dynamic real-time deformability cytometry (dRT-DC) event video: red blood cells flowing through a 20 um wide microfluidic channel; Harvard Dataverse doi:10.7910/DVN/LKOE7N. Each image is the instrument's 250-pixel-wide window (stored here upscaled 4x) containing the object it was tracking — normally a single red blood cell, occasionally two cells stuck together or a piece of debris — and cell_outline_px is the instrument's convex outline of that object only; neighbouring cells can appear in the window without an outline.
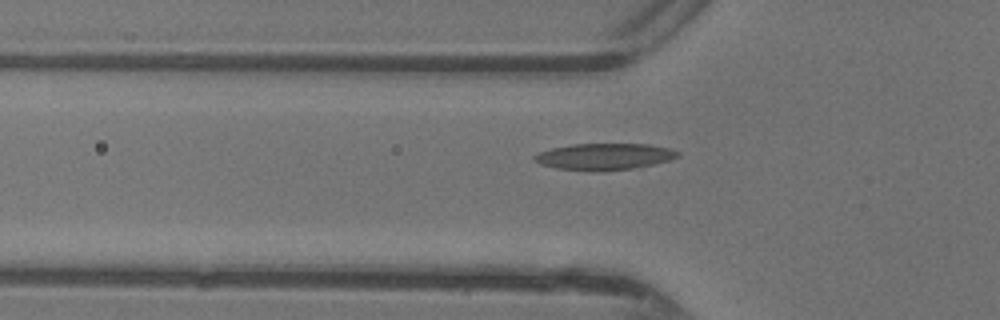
{"species": "common noctule bat (a hibernating species)", "species_latin": "Nyctalus noctula", "temperature_condition": "warm", "stored_images_in_passage": 33, "camera_frame_rate_fps": 3000, "um_per_image_px": 0.085, "animal": {"sex": "female"}, "frame": {"image": 1, "passage_image": 6, "time_ms": 1.667, "image_size_px": [1000, 320], "cell_outline_px": [[680, 156], [656, 164], [632, 168], [596, 172], [556, 168], [540, 164], [532, 160], [532, 156], [540, 152], [552, 148], [572, 144], [648, 144], [668, 148], [680, 152]], "centroid_in_image_um": [51.35, 13.31], "position_along_channel_um": 74.5, "area_um2": 22.25}}
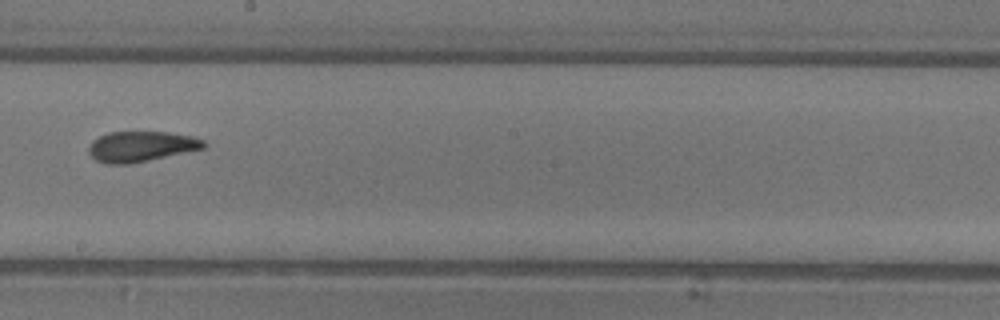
{"frame": {"image": 2, "passage_image": 17, "time_ms": 5.333, "image_size_px": [1000, 320], "cell_outline_px": [[208, 144], [204, 148], [148, 160], [128, 164], [108, 164], [96, 160], [88, 152], [88, 148], [92, 140], [108, 132], [168, 132], [192, 136], [204, 140]], "centroid_in_image_um": [11.99, 12.44], "position_along_channel_um": 236.2, "area_um2": 20.29}}
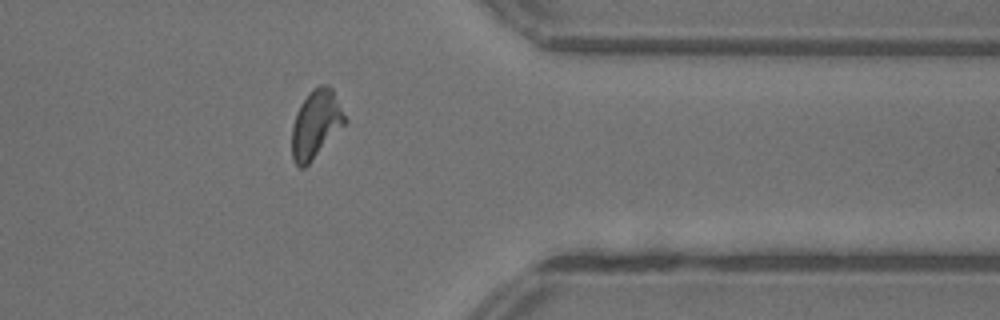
{"frame": {"image": 3, "passage_image": 28, "time_ms": 9.0, "image_size_px": [1000, 320], "cell_outline_px": [[348, 124], [304, 168], [300, 168], [292, 160], [292, 124], [296, 112], [300, 104], [308, 92], [312, 88], [320, 84], [328, 84], [332, 88], [348, 120]], "centroid_in_image_um": [26.88, 10.54], "position_along_channel_um": 384.5, "area_um2": 21.62}, "authors_computed_cell_mechanics": {"area_um2": 20.7502, "velocity_mm_per_s": 4.3925, "shape_relaxation_time_tau1_ms": 4.7608, "shape_relaxation_time_tau2_ms": 1.707, "deformation_change_tau1": 0.1863, "deformation_change_tau2": 0.0834}}